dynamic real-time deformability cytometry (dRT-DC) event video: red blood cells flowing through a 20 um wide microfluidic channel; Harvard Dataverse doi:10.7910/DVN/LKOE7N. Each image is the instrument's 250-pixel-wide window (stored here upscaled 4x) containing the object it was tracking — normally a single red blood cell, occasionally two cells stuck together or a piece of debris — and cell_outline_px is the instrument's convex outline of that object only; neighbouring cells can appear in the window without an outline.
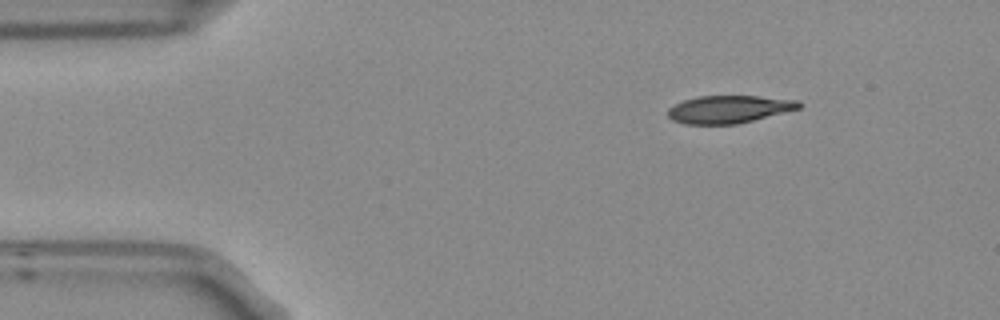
{"species": "Egyptian fruit bat (a non-hibernating species)", "species_latin": "Rousettus aegyptiacus", "temperature_condition": "room temperature", "stored_images_in_passage": 2, "camera_frame_rate_fps": 3000, "um_per_image_px": 0.085, "frame": {"image": 1, "passage_image": 2, "time_ms": 0.333, "image_size_px": [1000, 320], "cell_outline_px": [[804, 104], [800, 108], [736, 124], [684, 124], [672, 120], [668, 116], [668, 108], [684, 100], [696, 96], [756, 96], [800, 100]], "centroid_in_image_um": [61.96, 9.28], "position_along_channel_um": 23.0, "area_um2": 21.04}}